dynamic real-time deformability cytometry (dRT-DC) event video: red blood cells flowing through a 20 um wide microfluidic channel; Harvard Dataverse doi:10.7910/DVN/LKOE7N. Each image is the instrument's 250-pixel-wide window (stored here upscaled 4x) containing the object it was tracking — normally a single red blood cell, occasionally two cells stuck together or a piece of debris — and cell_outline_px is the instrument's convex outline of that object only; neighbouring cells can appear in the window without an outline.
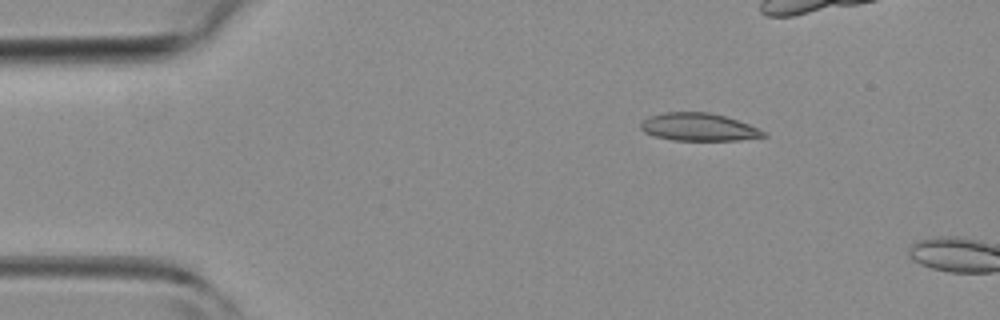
{"species": "common noctule bat (a hibernating species)", "species_latin": "Nyctalus noctula", "temperature_condition": "room temperature", "stored_images_in_passage": 3, "camera_frame_rate_fps": 3000, "um_per_image_px": 0.085, "animal": {"sex": "female", "body_mass_g": 19.3, "forearm_length_mm": 54.1}, "frame": {"image": 1, "passage_image": 2, "time_ms": 1.0, "image_size_px": [1000, 320], "cell_outline_px": [[768, 136], [740, 140], [672, 140], [656, 136], [644, 132], [640, 128], [640, 124], [648, 116], [664, 112], [708, 112], [724, 116], [748, 124], [768, 132]], "centroid_in_image_um": [59.4, 10.8], "position_along_channel_um": 25.6, "area_um2": 19.83}}